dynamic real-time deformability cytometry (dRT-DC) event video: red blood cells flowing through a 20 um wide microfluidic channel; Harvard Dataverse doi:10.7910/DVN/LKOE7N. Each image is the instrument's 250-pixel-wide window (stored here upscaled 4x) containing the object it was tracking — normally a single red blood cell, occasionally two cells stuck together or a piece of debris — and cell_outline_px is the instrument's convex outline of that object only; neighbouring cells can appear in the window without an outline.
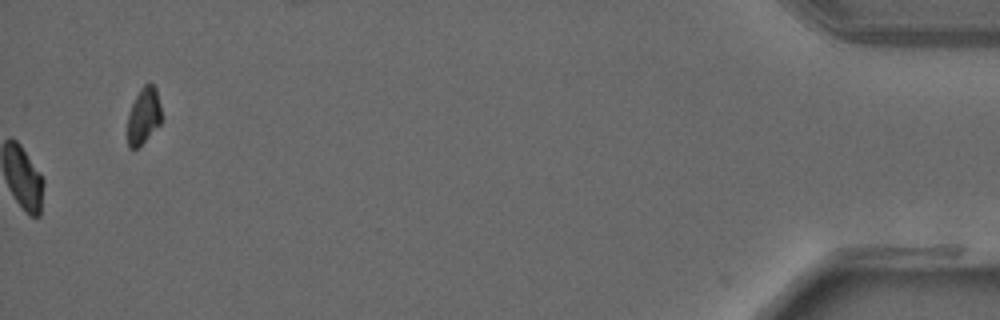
{"species": "common noctule bat (a hibernating species)", "species_latin": "Nyctalus noctula", "temperature_condition": "warm", "stored_images_in_passage": 42, "camera_frame_rate_fps": 3000, "um_per_image_px": 0.085, "animal": {"sex": "male", "forearm_length_mm": 52.5}, "frame": {"image": 1, "passage_image": 42, "time_ms": 13.667, "image_size_px": [1000, 320], "cell_outline_px": [[160, 124], [136, 148], [128, 148], [128, 116], [132, 104], [140, 88], [144, 84], [152, 84], [156, 88], [160, 104]], "centroid_in_image_um": [12.2, 9.81], "position_along_channel_um": 423.0, "area_um2": 10.81}}